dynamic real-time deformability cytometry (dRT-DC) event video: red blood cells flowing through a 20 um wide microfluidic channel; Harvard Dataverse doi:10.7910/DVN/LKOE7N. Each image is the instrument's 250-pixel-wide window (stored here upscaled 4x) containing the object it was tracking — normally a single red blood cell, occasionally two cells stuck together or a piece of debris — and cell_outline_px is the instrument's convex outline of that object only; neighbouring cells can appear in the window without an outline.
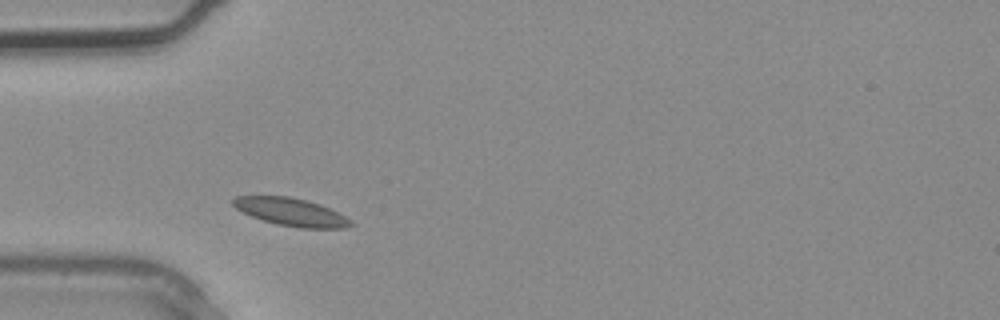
{"species": "common noctule bat (a hibernating species)", "species_latin": "Nyctalus noctula", "temperature_condition": "warm", "stored_images_in_passage": 3, "camera_frame_rate_fps": 3000, "um_per_image_px": 0.085, "animal": {"sex": "male", "body_mass_g": 20.4}, "frame": {"image": 1, "passage_image": 3, "time_ms": 0.667, "image_size_px": [1000, 320], "cell_outline_px": [[356, 224], [344, 228], [300, 228], [280, 224], [264, 220], [252, 216], [236, 208], [232, 204], [232, 200], [236, 196], [288, 196], [320, 204], [352, 220]], "centroid_in_image_um": [24.76, 18.02], "position_along_channel_um": 60.2, "area_um2": 18.73}}